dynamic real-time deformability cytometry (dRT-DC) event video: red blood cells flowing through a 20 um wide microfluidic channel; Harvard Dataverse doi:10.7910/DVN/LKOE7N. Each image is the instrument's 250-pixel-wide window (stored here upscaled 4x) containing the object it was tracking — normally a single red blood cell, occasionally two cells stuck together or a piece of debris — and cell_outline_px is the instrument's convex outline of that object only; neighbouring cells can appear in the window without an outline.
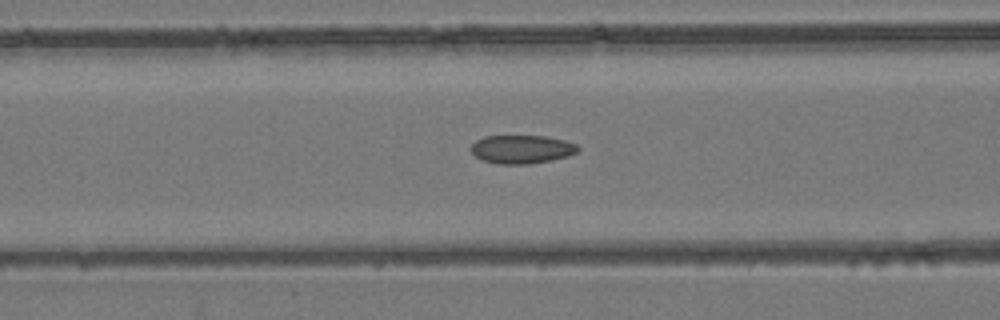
{"species": "common noctule bat (a hibernating species)", "species_latin": "Nyctalus noctula", "temperature_condition": "room temperature", "stored_images_in_passage": 43, "camera_frame_rate_fps": 3000, "um_per_image_px": 0.085, "animal": {"sex": "female", "body_mass_g": 24.6, "forearm_length_mm": 56.2}, "frame": {"image": 1, "passage_image": 12, "time_ms": 3.667, "image_size_px": [1000, 320], "cell_outline_px": [[580, 148], [576, 152], [568, 156], [528, 164], [500, 164], [484, 160], [476, 156], [472, 152], [472, 144], [476, 140], [484, 136], [544, 136], [564, 140], [576, 144]], "centroid_in_image_um": [44.35, 12.68], "position_along_channel_um": 122.3, "area_um2": 17.46}}
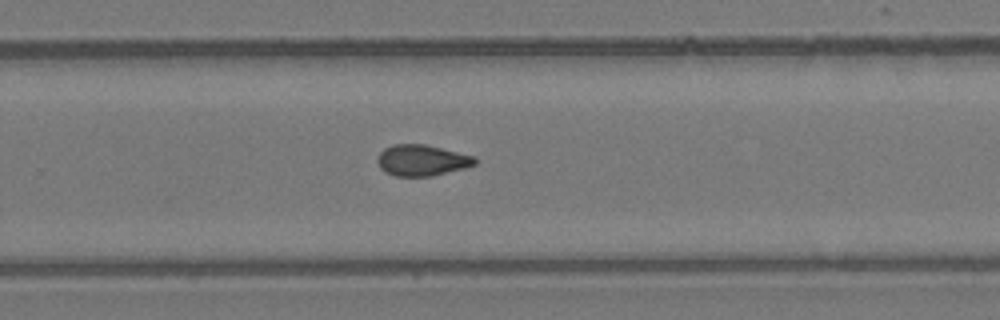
{"frame": {"image": 2, "passage_image": 25, "time_ms": 8.0, "image_size_px": [1000, 320], "cell_outline_px": [[476, 164], [464, 168], [432, 176], [396, 176], [380, 168], [376, 160], [380, 152], [384, 148], [392, 144], [424, 144], [476, 156]], "centroid_in_image_um": [35.86, 13.61], "position_along_channel_um": 293.9, "area_um2": 17.63}}
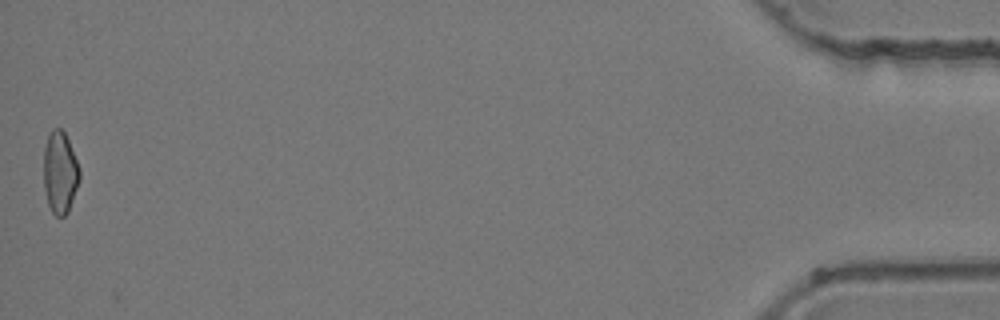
{"frame": {"image": 3, "passage_image": 43, "time_ms": 14.0, "image_size_px": [1000, 320], "cell_outline_px": [[80, 180], [68, 212], [64, 216], [56, 216], [52, 212], [48, 204], [44, 188], [44, 148], [48, 132], [52, 128], [60, 128], [64, 132], [68, 140], [80, 168]], "centroid_in_image_um": [5.1, 14.65], "position_along_channel_um": 430.1, "area_um2": 17.28}, "authors_computed_cell_mechanics": {"area_um2": 17.629, "velocity_mm_per_s": 3.9699, "shape_relaxation_time_tau1_ms": null, "shape_relaxation_time_tau2_ms": 2.4039, "deformation_change_tau1": null, "deformation_change_tau2": 0.0683}}